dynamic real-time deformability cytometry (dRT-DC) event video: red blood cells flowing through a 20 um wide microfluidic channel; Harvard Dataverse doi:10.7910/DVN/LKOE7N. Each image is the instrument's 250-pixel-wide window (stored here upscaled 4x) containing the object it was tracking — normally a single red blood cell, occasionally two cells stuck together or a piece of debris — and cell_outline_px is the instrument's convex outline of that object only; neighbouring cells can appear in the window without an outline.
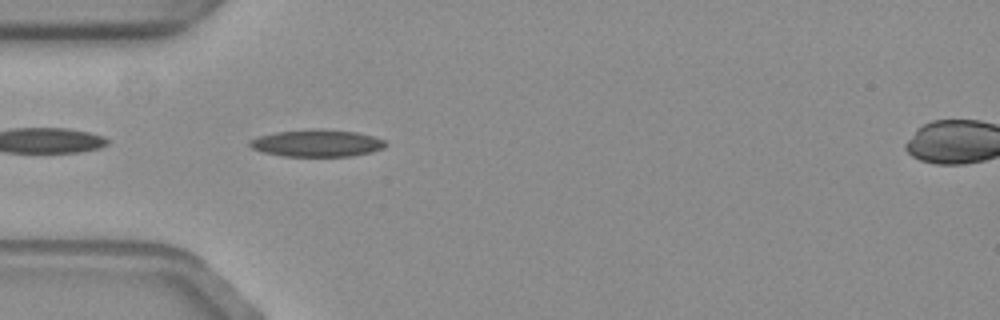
{"species": "common noctule bat (a hibernating species)", "species_latin": "Nyctalus noctula", "temperature_condition": "warm", "stored_images_in_passage": 18, "camera_frame_rate_fps": 3000, "um_per_image_px": 0.085, "animal": {"sex": "female", "body_mass_g": 19.3, "forearm_length_mm": 54.1}, "frame": {"image": 1, "passage_image": 2, "time_ms": 0.333, "image_size_px": [1000, 320], "cell_outline_px": [[388, 144], [384, 148], [372, 152], [352, 156], [280, 156], [260, 152], [252, 148], [248, 144], [248, 140], [260, 136], [276, 132], [356, 132], [372, 136], [384, 140]], "centroid_in_image_um": [26.92, 12.23], "position_along_channel_um": 58.1, "area_um2": 20.46}}
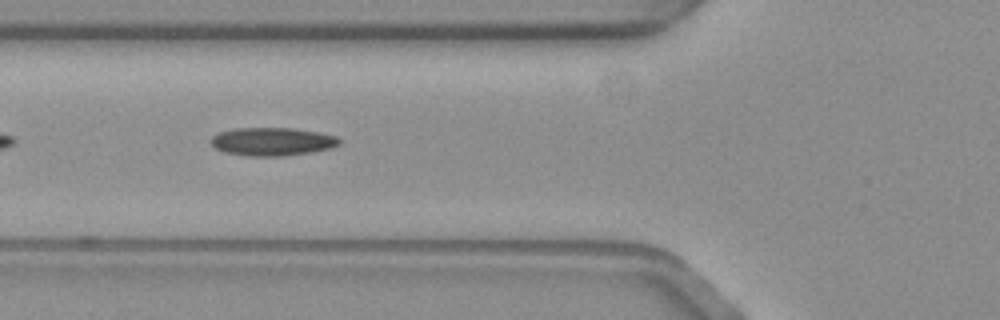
{"frame": {"image": 2, "passage_image": 6, "time_ms": 1.667, "image_size_px": [1000, 320], "cell_outline_px": [[340, 144], [332, 148], [312, 152], [284, 156], [248, 156], [224, 152], [216, 148], [208, 140], [212, 136], [220, 132], [236, 128], [292, 128], [320, 132], [336, 136], [340, 140]], "centroid_in_image_um": [23.15, 12.03], "position_along_channel_um": 102.6, "area_um2": 21.21}}